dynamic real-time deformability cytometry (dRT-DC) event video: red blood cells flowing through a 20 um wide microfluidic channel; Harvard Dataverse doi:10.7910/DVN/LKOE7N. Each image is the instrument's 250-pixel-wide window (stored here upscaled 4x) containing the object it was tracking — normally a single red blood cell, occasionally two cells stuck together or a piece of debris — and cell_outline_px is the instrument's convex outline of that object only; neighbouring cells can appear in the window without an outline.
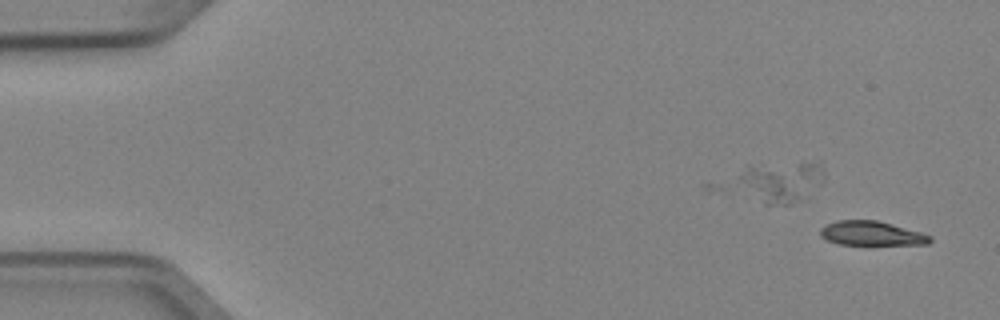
{"species": "Egyptian fruit bat (a non-hibernating species)", "species_latin": "Rousettus aegyptiacus", "temperature_condition": "cold", "stored_images_in_passage": 7, "camera_frame_rate_fps": 3000, "um_per_image_px": 0.085, "animal": {"sex": "female"}, "frame": {"image": 1, "passage_image": 2, "time_ms": 0.333, "image_size_px": [1000, 320], "cell_outline_px": [[932, 240], [928, 244], [868, 248], [840, 244], [828, 240], [820, 236], [820, 228], [836, 220], [876, 220], [892, 224], [920, 232], [932, 236]], "centroid_in_image_um": [74.12, 19.91], "position_along_channel_um": 10.9, "area_um2": 16.59}}